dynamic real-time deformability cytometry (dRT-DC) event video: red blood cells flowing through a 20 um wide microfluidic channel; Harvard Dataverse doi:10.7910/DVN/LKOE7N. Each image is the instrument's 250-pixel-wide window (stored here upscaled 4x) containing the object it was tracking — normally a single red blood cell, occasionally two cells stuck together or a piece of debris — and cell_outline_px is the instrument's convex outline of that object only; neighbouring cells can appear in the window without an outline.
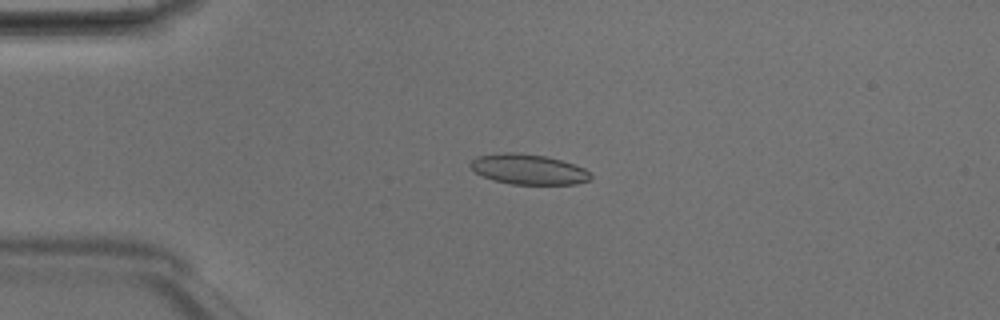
{"species": "Egyptian fruit bat (a non-hibernating species)", "species_latin": "Rousettus aegyptiacus", "temperature_condition": "room temperature", "stored_images_in_passage": 48, "camera_frame_rate_fps": 3000, "um_per_image_px": 0.085, "animal": {"sex": "male"}, "frame": {"image": 1, "passage_image": 11, "time_ms": 3.333, "image_size_px": [1000, 320], "cell_outline_px": [[592, 176], [588, 180], [576, 184], [512, 184], [496, 180], [484, 176], [476, 172], [468, 164], [476, 156], [504, 152], [516, 152], [544, 156], [560, 160], [584, 168]], "centroid_in_image_um": [44.89, 14.38], "position_along_channel_um": 40.1, "area_um2": 20.87}}
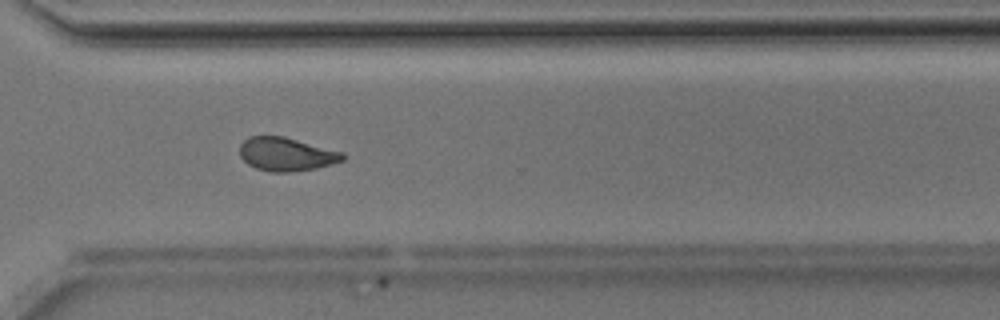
{"frame": {"image": 2, "passage_image": 35, "time_ms": 11.333, "image_size_px": [1000, 320], "cell_outline_px": [[344, 160], [332, 164], [316, 168], [288, 172], [272, 172], [256, 168], [248, 164], [240, 156], [240, 144], [248, 136], [284, 136], [344, 152]], "centroid_in_image_um": [24.34, 13.1], "position_along_channel_um": 346.3, "area_um2": 20.11}}
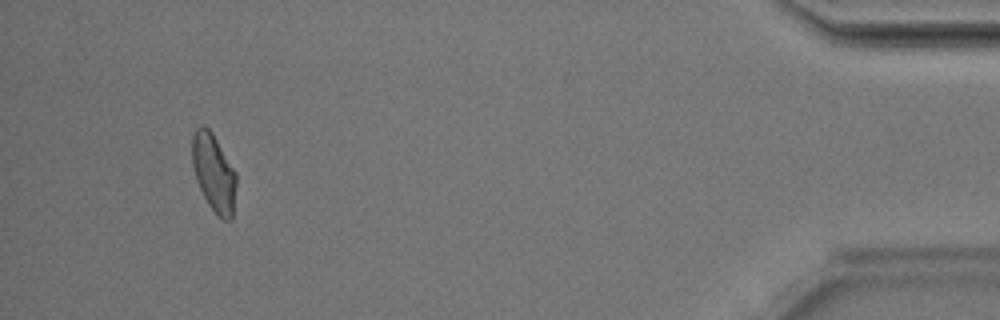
{"frame": {"image": 3, "passage_image": 45, "time_ms": 14.667, "image_size_px": [1000, 320], "cell_outline_px": [[236, 188], [232, 220], [224, 220], [216, 216], [208, 204], [196, 180], [192, 164], [192, 136], [196, 128], [200, 124], [204, 124], [212, 132], [236, 172]], "centroid_in_image_um": [18.17, 14.69], "position_along_channel_um": 417.0, "area_um2": 20.17}, "authors_computed_cell_mechanics": {"area_um2": 20.3456, "velocity_mm_per_s": 4.2027, "shape_relaxation_time_tau1_ms": 8.3355, "shape_relaxation_time_tau2_ms": 2.0075, "deformation_change_tau1": 0.1842, "deformation_change_tau2": 0.063}}